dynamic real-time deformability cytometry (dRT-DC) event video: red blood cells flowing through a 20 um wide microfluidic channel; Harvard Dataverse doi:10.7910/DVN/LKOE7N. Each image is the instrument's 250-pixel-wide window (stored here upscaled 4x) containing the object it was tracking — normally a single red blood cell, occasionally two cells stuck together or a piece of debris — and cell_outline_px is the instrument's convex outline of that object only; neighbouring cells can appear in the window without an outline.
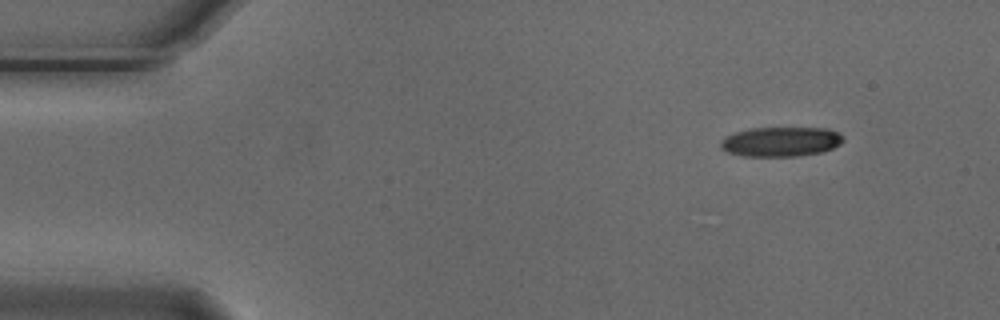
{"species": "Egyptian fruit bat (a non-hibernating species)", "species_latin": "Rousettus aegyptiacus", "temperature_condition": "cold", "stored_images_in_passage": 4, "camera_frame_rate_fps": 3000, "um_per_image_px": 0.085, "animal": {"sex": "male"}, "frame": {"image": 1, "passage_image": 1, "time_ms": 0.0, "image_size_px": [1000, 320], "cell_outline_px": [[844, 140], [840, 144], [824, 152], [796, 156], [744, 156], [728, 152], [720, 148], [720, 140], [724, 136], [736, 132], [752, 128], [828, 128], [840, 132], [844, 136]], "centroid_in_image_um": [66.39, 12.04], "position_along_channel_um": 18.6, "area_um2": 21.39}}